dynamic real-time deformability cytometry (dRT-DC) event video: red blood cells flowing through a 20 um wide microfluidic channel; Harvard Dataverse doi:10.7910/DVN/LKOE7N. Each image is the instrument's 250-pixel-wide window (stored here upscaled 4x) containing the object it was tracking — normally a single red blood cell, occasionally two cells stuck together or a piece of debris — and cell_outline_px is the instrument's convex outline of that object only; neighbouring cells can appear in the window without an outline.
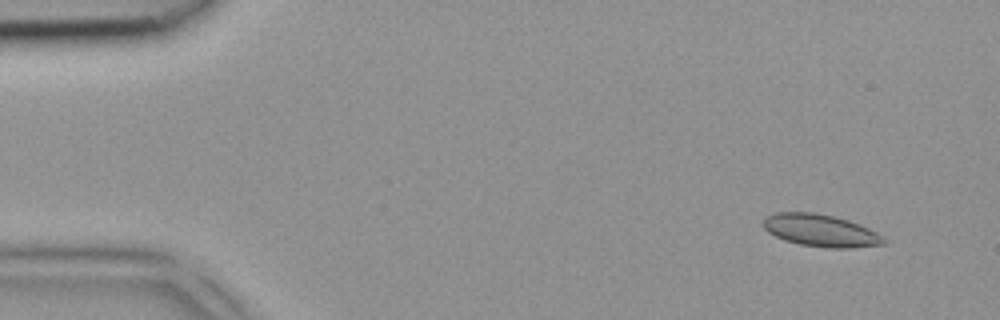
{"species": "common noctule bat (a hibernating species)", "species_latin": "Nyctalus noctula", "temperature_condition": "room temperature", "stored_images_in_passage": 4, "camera_frame_rate_fps": 3000, "um_per_image_px": 0.085, "animal": {"sex": "female", "body_mass_g": 18.4}, "frame": {"image": 1, "passage_image": 1, "time_ms": 0.0, "image_size_px": [1000, 320], "cell_outline_px": [[888, 244], [848, 248], [828, 248], [800, 244], [784, 240], [768, 232], [764, 228], [764, 220], [768, 216], [776, 212], [812, 212], [832, 216], [848, 220], [868, 228], [876, 232]], "centroid_in_image_um": [69.75, 19.6], "position_along_channel_um": 15.3, "area_um2": 22.37}}